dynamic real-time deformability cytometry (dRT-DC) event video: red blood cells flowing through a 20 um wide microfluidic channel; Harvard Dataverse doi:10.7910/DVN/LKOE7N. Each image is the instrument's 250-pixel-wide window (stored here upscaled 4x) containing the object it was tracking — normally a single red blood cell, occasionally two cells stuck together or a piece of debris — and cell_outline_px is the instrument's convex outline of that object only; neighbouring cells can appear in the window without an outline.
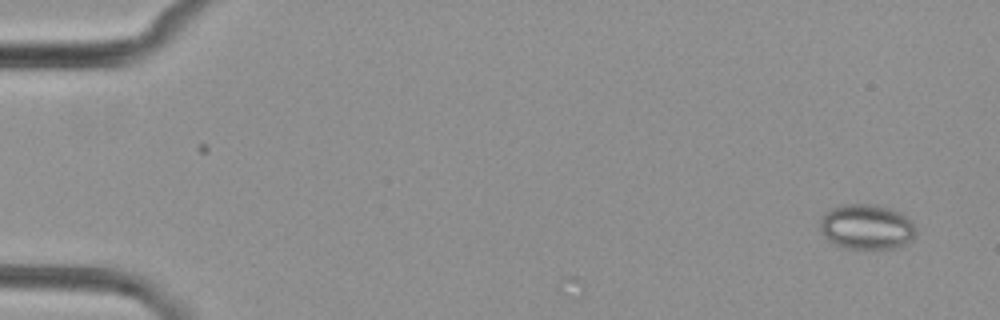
{"species": "common noctule bat (a hibernating species)", "species_latin": "Nyctalus noctula", "temperature_condition": "cold", "stored_images_in_passage": 5, "camera_frame_rate_fps": 3000, "um_per_image_px": 0.085, "animal": {"sex": "female", "body_mass_g": 29.2, "forearm_length_mm": 56.3}, "frame": {"image": 1, "passage_image": 1, "time_ms": 0.0, "image_size_px": [1000, 320], "cell_outline_px": [[916, 236], [912, 240], [896, 248], [844, 248], [828, 240], [820, 232], [820, 220], [824, 212], [828, 208], [840, 204], [868, 204], [888, 208], [900, 212], [912, 220]], "centroid_in_image_um": [73.63, 19.27], "position_along_channel_um": 11.4, "area_um2": 25.37}}